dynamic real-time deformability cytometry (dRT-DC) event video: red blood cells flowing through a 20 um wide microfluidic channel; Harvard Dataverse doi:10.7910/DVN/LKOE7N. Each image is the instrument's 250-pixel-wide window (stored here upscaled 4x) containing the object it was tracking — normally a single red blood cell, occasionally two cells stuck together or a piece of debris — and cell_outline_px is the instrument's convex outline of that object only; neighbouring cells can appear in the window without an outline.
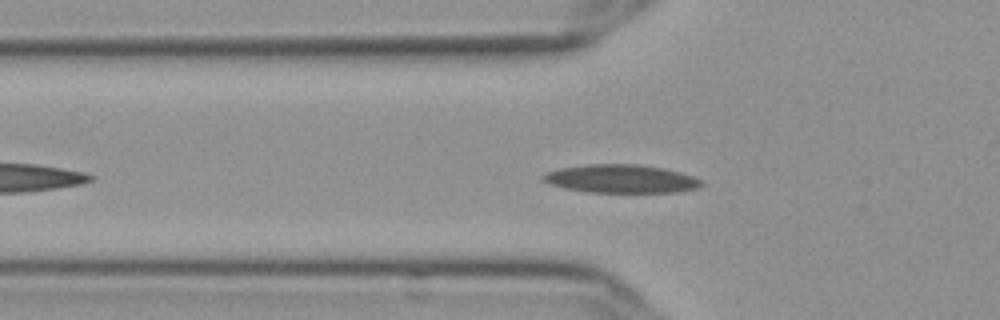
{"species": "Egyptian fruit bat (a non-hibernating species)", "species_latin": "Rousettus aegyptiacus", "temperature_condition": "cold", "stored_images_in_passage": 33, "camera_frame_rate_fps": 3000, "um_per_image_px": 0.085, "frame": {"image": 1, "passage_image": 7, "time_ms": 2.0, "image_size_px": [1000, 320], "cell_outline_px": [[704, 184], [696, 188], [676, 192], [588, 192], [564, 188], [548, 184], [540, 180], [540, 176], [544, 172], [560, 168], [588, 164], [636, 164], [664, 168], [680, 172], [692, 176], [700, 180]], "centroid_in_image_um": [52.71, 15.19], "position_along_channel_um": 73.1, "area_um2": 26.24}}
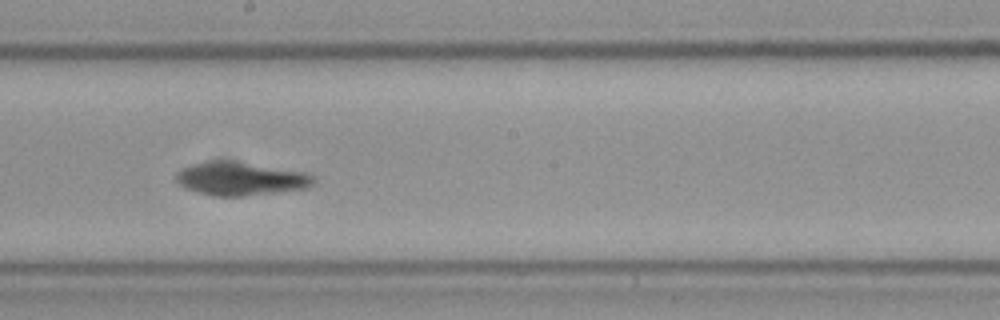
{"frame": {"image": 2, "passage_image": 20, "time_ms": 6.333, "image_size_px": [1000, 320], "cell_outline_px": [[316, 184], [308, 188], [244, 196], [216, 196], [196, 192], [184, 188], [176, 180], [176, 172], [180, 168], [192, 164], [244, 164], [304, 172], [316, 176]], "centroid_in_image_um": [20.49, 15.26], "position_along_channel_um": 227.7, "area_um2": 25.49}}
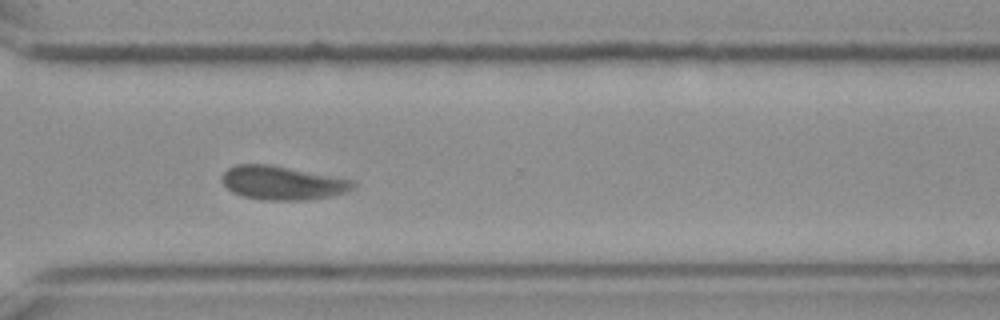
{"frame": {"image": 3, "passage_image": 30, "time_ms": 9.667, "image_size_px": [1000, 320], "cell_outline_px": [[356, 188], [348, 192], [332, 196], [304, 200], [264, 200], [244, 196], [232, 192], [220, 180], [220, 176], [228, 168], [236, 164], [268, 164], [356, 180]], "centroid_in_image_um": [24.04, 15.54], "position_along_channel_um": 346.6, "area_um2": 26.01}, "authors_computed_cell_mechanics": {"area_um2": 25.3164, "velocity_mm_per_s": 3.5672, "shape_relaxation_time_tau1_ms": null, "shape_relaxation_time_tau2_ms": 3.1856, "deformation_change_tau1": null, "deformation_change_tau2": 0.0725}}